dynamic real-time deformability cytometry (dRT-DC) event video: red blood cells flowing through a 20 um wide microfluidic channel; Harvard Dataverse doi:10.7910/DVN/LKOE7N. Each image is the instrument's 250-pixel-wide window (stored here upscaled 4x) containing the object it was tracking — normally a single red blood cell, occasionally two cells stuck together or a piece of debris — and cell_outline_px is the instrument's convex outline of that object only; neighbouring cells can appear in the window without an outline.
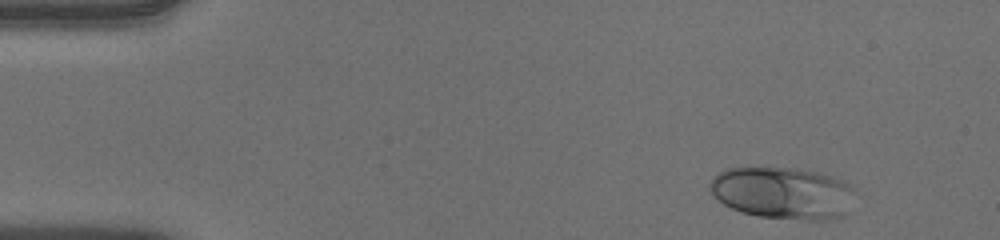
{"species": "human", "species_latin": "Homo sapiens", "temperature_condition": "warm", "stored_images_in_passage": 49, "camera_frame_rate_fps": 3000, "um_per_image_px": 0.085, "donor": {"sex": "male"}, "frame": {"image": 1, "passage_image": 3, "time_ms": 0.667, "image_size_px": [1000, 240], "cell_outline_px": [[856, 188], [844, 216], [820, 220], [808, 220], [756, 216], [740, 212], [724, 204], [712, 196], [708, 188], [708, 184], [720, 172], [728, 168], [796, 168], [816, 172], [832, 176], [852, 184]], "centroid_in_image_um": [66.53, 16.4], "position_along_channel_um": 18.5, "area_um2": 44.1}}
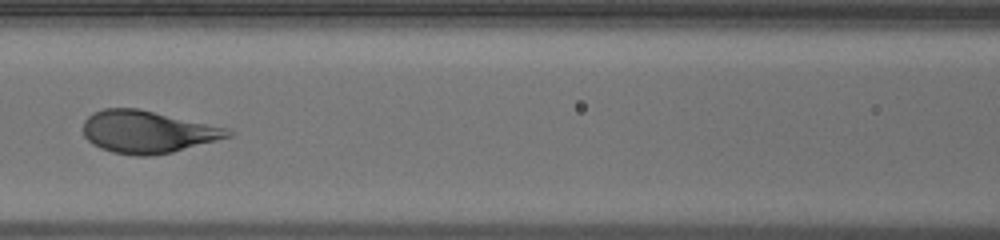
{"frame": {"image": 2, "passage_image": 21, "time_ms": 6.667, "image_size_px": [1000, 240], "cell_outline_px": [[232, 136], [172, 152], [152, 156], [136, 156], [112, 152], [100, 148], [92, 144], [84, 136], [84, 120], [92, 112], [104, 108], [136, 108], [228, 128], [232, 132]], "centroid_in_image_um": [12.5, 11.21], "position_along_channel_um": 154.1, "area_um2": 35.55}}
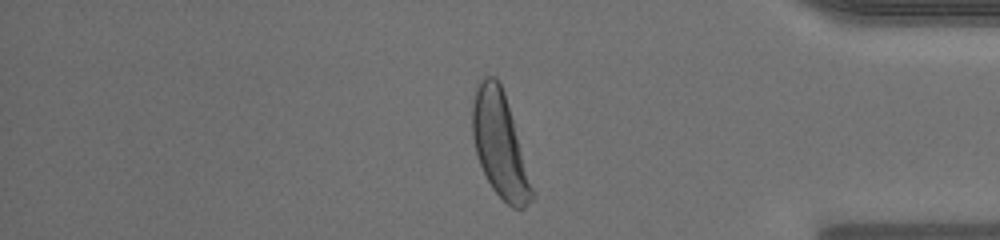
{"frame": {"image": 3, "passage_image": 41, "time_ms": 13.333, "image_size_px": [1000, 240], "cell_outline_px": [[536, 196], [524, 208], [512, 208], [492, 188], [480, 164], [476, 152], [472, 136], [472, 104], [476, 84], [484, 76], [496, 76], [504, 92]], "centroid_in_image_um": [42.48, 12.29], "position_along_channel_um": 392.7, "area_um2": 36.07}, "authors_computed_cell_mechanics": {"area_um2": 36.2984, "velocity_mm_per_s": 3.9404, "shape_relaxation_time_tau1_ms": 2.4285, "shape_relaxation_time_tau2_ms": null, "deformation_change_tau1": 0.1877, "deformation_change_tau2": null}}